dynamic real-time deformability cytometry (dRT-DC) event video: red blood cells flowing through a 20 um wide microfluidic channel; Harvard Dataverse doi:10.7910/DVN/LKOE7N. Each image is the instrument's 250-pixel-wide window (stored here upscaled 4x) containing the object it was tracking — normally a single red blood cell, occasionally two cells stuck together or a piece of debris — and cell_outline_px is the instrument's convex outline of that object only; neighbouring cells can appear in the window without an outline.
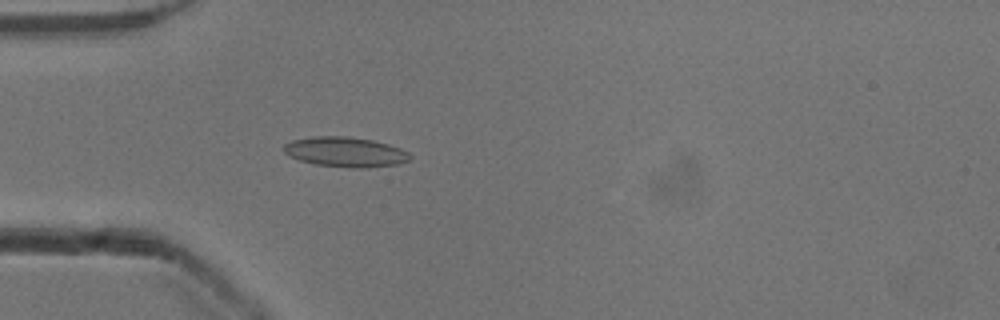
{"species": "common noctule bat (a hibernating species)", "species_latin": "Nyctalus noctula", "temperature_condition": "cold", "stored_images_in_passage": 5, "camera_frame_rate_fps": 3000, "um_per_image_px": 0.085, "animal": {"sex": "male", "body_mass_g": 13.3}, "frame": {"image": 1, "passage_image": 5, "time_ms": 1.333, "image_size_px": [1000, 320], "cell_outline_px": [[412, 156], [408, 160], [396, 164], [368, 168], [348, 168], [316, 164], [300, 160], [284, 152], [284, 144], [292, 140], [312, 136], [348, 136], [372, 140], [388, 144], [400, 148], [408, 152]], "centroid_in_image_um": [29.36, 12.91], "position_along_channel_um": 55.6, "area_um2": 21.96}}